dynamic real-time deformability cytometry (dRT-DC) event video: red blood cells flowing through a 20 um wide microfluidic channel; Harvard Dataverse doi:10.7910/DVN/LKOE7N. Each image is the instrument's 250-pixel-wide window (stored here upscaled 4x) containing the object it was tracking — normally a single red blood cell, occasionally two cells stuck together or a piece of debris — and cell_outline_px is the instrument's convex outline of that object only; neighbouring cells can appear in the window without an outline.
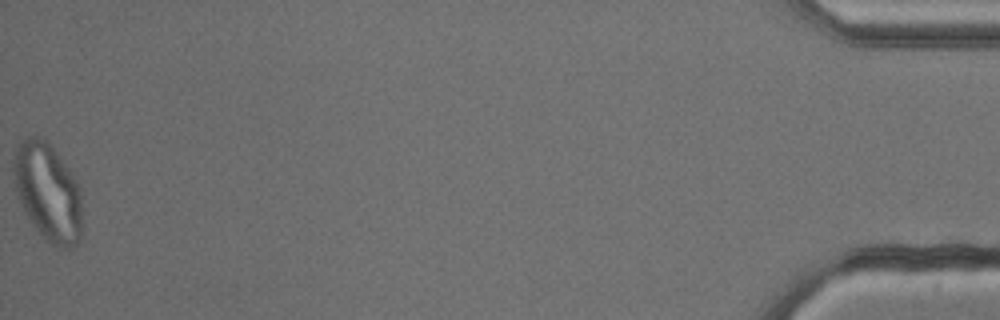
{"species": "common noctule bat (a hibernating species)", "species_latin": "Nyctalus noctula", "temperature_condition": "cold", "stored_images_in_passage": 54, "camera_frame_rate_fps": 3000, "um_per_image_px": 0.085, "animal": {"sex": "male", "body_mass_g": 13.3}, "frame": {"image": 1, "passage_image": 54, "time_ms": 17.667, "image_size_px": [1000, 320], "cell_outline_px": [[80, 240], [76, 244], [68, 248], [56, 248], [32, 224], [24, 212], [16, 196], [12, 172], [12, 168], [16, 148], [28, 136], [44, 136], [72, 172], [80, 188]], "centroid_in_image_um": [4.04, 16.29], "position_along_channel_um": 431.2, "area_um2": 39.19}}